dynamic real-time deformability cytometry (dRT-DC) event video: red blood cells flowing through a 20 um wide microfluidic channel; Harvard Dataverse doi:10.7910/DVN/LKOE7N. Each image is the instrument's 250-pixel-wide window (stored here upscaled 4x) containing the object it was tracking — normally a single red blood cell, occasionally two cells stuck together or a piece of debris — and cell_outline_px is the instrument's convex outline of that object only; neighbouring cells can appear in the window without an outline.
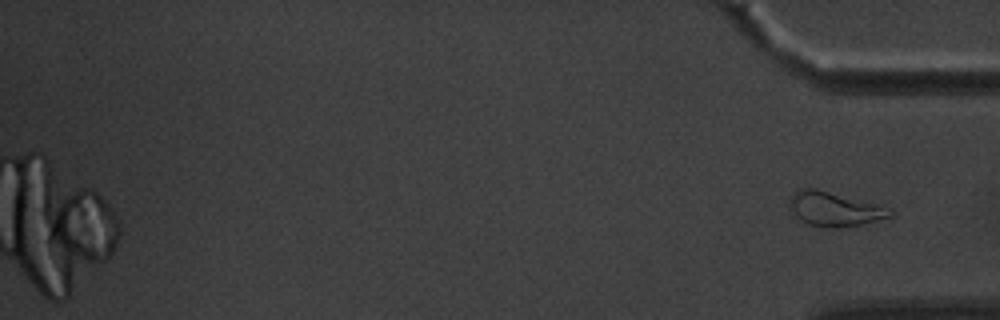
{"species": "common noctule bat (a hibernating species)", "species_latin": "Nyctalus noctula", "temperature_condition": "warm", "stored_images_in_passage": 62, "segment_of_instrument_passage": [2, 2], "camera_frame_rate_fps": 3000, "um_per_image_px": 0.085, "animal": {"sex": "male", "body_mass_g": 20.1, "forearm_length_mm": 53.5}, "frame": {"image": 1, "passage_image": 62, "time_ms": 20.333, "image_size_px": [1000, 320], "cell_outline_px": [[896, 212], [892, 216], [860, 224], [840, 228], [824, 228], [808, 224], [800, 220], [796, 216], [792, 208], [792, 192], [800, 188], [816, 188], [880, 204], [892, 208]], "centroid_in_image_um": [71.0, 17.76], "position_along_channel_um": 364.2, "area_um2": 20.17}}